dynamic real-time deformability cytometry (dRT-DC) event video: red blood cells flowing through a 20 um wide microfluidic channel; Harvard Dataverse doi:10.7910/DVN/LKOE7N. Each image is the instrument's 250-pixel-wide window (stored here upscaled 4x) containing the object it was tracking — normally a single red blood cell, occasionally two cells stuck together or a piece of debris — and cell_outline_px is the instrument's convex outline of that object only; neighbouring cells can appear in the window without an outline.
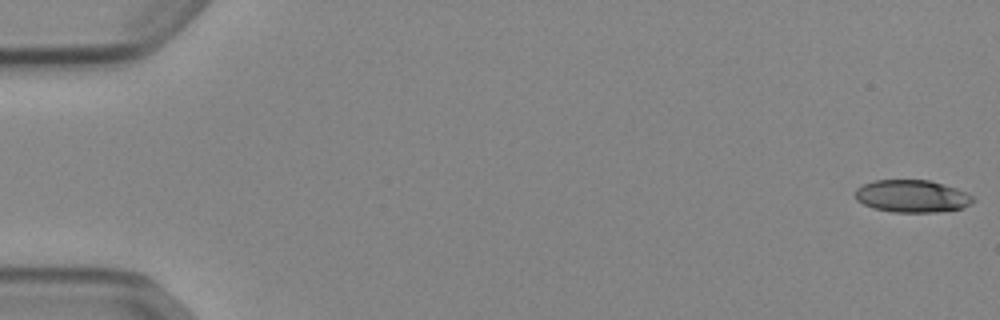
{"species": "Egyptian fruit bat (a non-hibernating species)", "species_latin": "Rousettus aegyptiacus", "temperature_condition": "cold", "stored_images_in_passage": 53, "camera_frame_rate_fps": 3000, "um_per_image_px": 0.085, "animal": {"sex": "female"}, "frame": {"image": 1, "passage_image": 1, "time_ms": 0.0, "image_size_px": [1000, 320], "cell_outline_px": [[976, 200], [964, 208], [936, 212], [892, 212], [872, 208], [856, 200], [856, 188], [864, 184], [876, 180], [928, 180], [956, 188], [972, 196]], "centroid_in_image_um": [77.52, 16.68], "position_along_channel_um": 7.5, "area_um2": 22.2}}
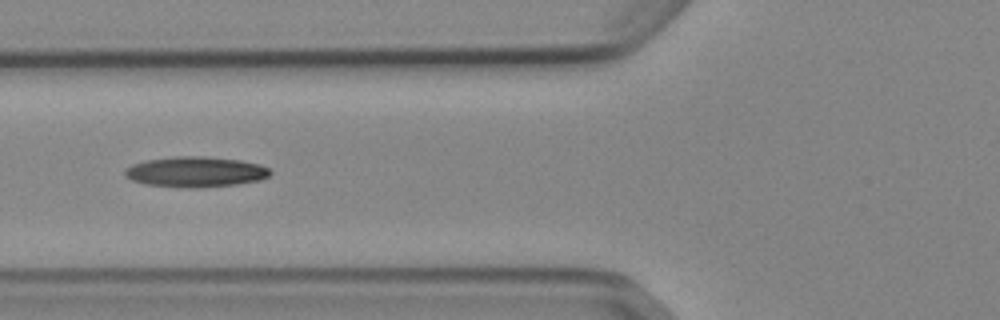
{"frame": {"image": 2, "passage_image": 21, "time_ms": 6.667, "image_size_px": [1000, 320], "cell_outline_px": [[272, 172], [268, 176], [260, 180], [236, 184], [192, 188], [148, 184], [132, 180], [124, 172], [132, 164], [148, 160], [176, 156], [204, 156], [240, 160], [260, 164], [268, 168]], "centroid_in_image_um": [16.67, 14.6], "position_along_channel_um": 109.1, "area_um2": 25.37}}
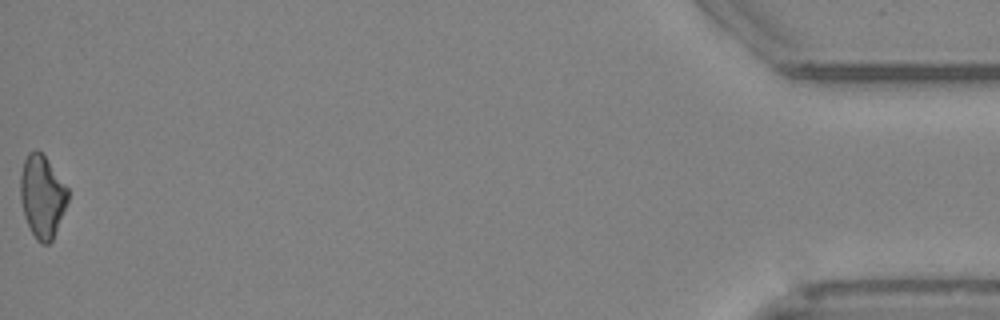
{"frame": {"image": 3, "passage_image": 53, "time_ms": 17.333, "image_size_px": [1000, 320], "cell_outline_px": [[68, 200], [52, 240], [48, 244], [40, 244], [36, 240], [24, 216], [20, 200], [20, 176], [24, 160], [28, 152], [36, 148], [44, 156], [68, 188]], "centroid_in_image_um": [3.56, 16.69], "position_along_channel_um": 431.6, "area_um2": 22.66}, "authors_computed_cell_mechanics": {"area_um2": 23.5824, "velocity_mm_per_s": 3.8931, "shape_relaxation_time_tau1_ms": 7.1185, "shape_relaxation_time_tau2_ms": null, "deformation_change_tau1": 0.1482, "deformation_change_tau2": null}}